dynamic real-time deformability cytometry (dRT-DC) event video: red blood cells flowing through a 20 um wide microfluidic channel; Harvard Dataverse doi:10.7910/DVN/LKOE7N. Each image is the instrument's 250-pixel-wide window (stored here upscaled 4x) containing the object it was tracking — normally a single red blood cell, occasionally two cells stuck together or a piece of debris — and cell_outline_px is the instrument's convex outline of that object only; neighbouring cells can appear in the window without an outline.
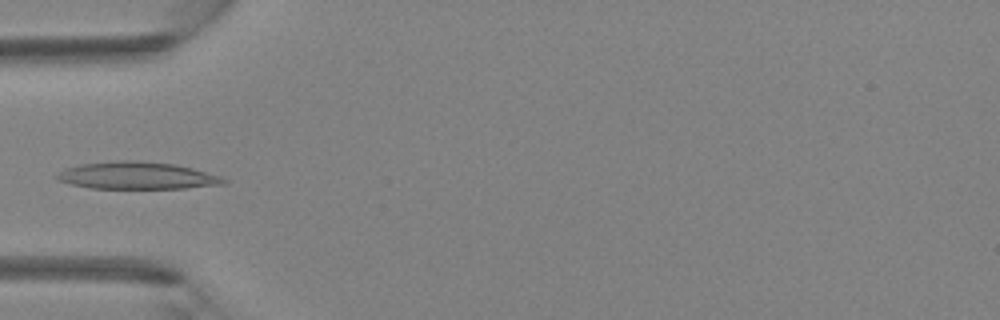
{"species": "Egyptian fruit bat (a non-hibernating species)", "species_latin": "Rousettus aegyptiacus", "temperature_condition": "room temperature", "stored_images_in_passage": 6, "camera_frame_rate_fps": 3000, "um_per_image_px": 0.085, "animal": {"sex": "female"}, "frame": {"image": 1, "passage_image": 5, "time_ms": 1.333, "image_size_px": [1000, 320], "cell_outline_px": [[228, 180], [224, 184], [184, 188], [92, 188], [72, 184], [60, 180], [56, 176], [56, 172], [64, 168], [80, 164], [120, 160], [140, 160], [176, 164], [192, 168], [220, 176]], "centroid_in_image_um": [11.64, 14.91], "position_along_channel_um": 73.4, "area_um2": 26.41}}
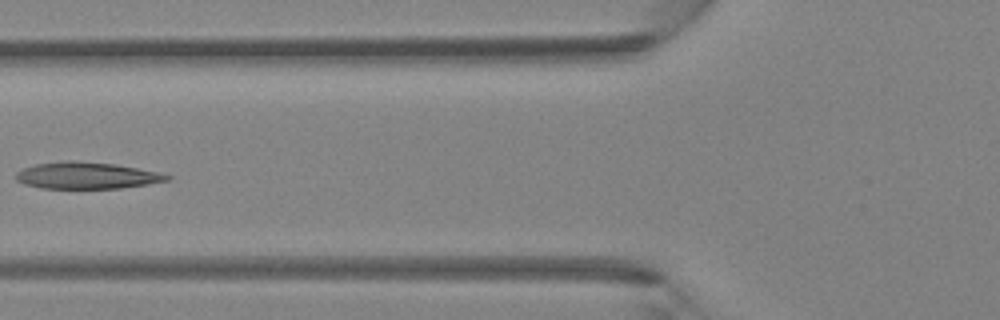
{"frame": {"image": 2, "passage_image": 6, "time_ms": 1.667, "image_size_px": [1000, 320], "cell_outline_px": [[172, 180], [148, 184], [120, 188], [40, 188], [24, 184], [16, 180], [16, 172], [24, 168], [36, 164], [68, 160], [116, 164], [156, 172], [172, 176]], "centroid_in_image_um": [7.36, 14.92], "position_along_channel_um": 118.4, "area_um2": 23.35}}